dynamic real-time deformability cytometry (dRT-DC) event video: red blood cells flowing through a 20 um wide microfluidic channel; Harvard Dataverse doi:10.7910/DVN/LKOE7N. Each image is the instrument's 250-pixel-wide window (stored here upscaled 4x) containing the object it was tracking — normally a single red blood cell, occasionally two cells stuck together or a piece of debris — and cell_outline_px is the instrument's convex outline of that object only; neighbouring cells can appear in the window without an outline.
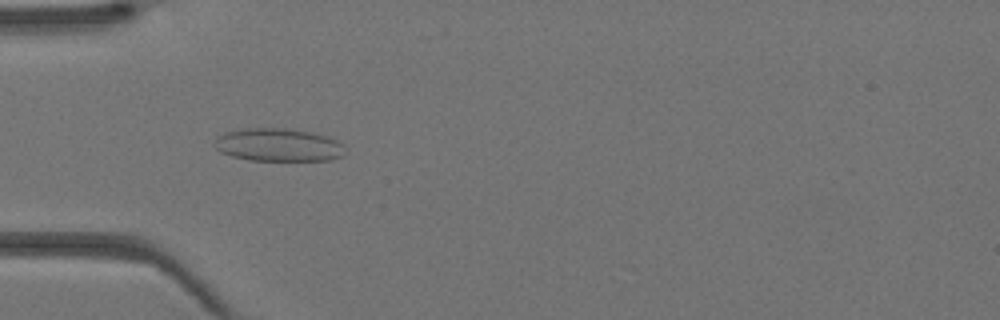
{"species": "Egyptian fruit bat (a non-hibernating species)", "species_latin": "Rousettus aegyptiacus", "temperature_condition": "warm", "stored_images_in_passage": 41, "camera_frame_rate_fps": 3000, "um_per_image_px": 0.085, "animal": {"sex": "female"}, "frame": {"image": 1, "passage_image": 12, "time_ms": 3.667, "image_size_px": [1000, 320], "cell_outline_px": [[348, 152], [344, 156], [332, 160], [248, 160], [232, 156], [220, 152], [212, 144], [216, 136], [224, 132], [244, 128], [284, 128], [312, 132], [328, 136], [344, 144]], "centroid_in_image_um": [23.68, 12.31], "position_along_channel_um": 61.3, "area_um2": 25.61}}
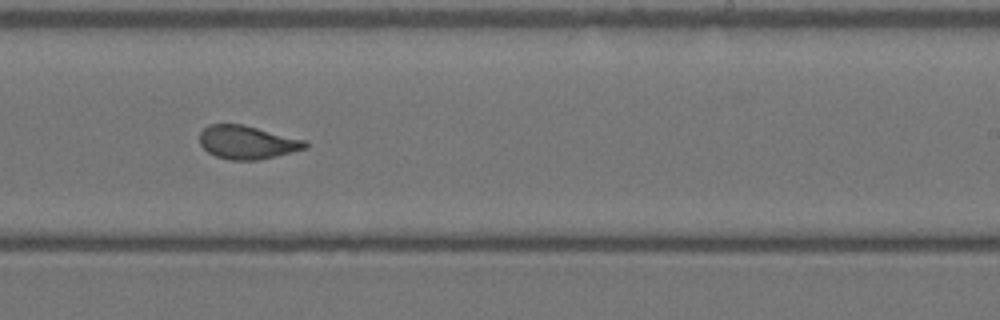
{"frame": {"image": 2, "passage_image": 25, "time_ms": 8.0, "image_size_px": [1000, 320], "cell_outline_px": [[308, 148], [276, 156], [256, 160], [228, 160], [216, 156], [208, 152], [200, 144], [200, 132], [208, 124], [244, 124], [304, 140], [308, 144]], "centroid_in_image_um": [21.0, 12.09], "position_along_channel_um": 268.0, "area_um2": 20.52}}
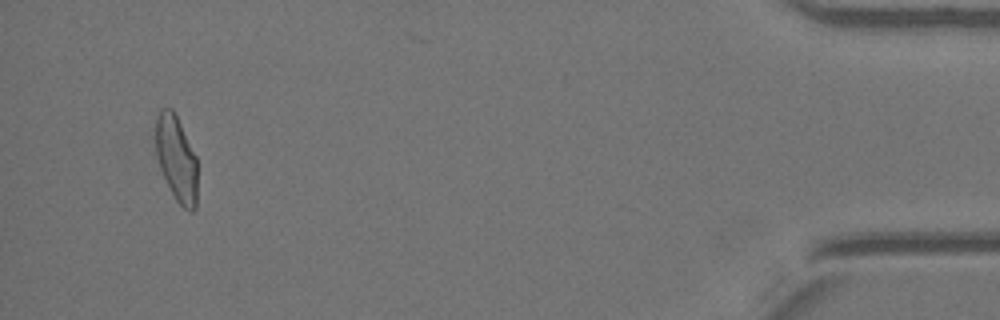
{"frame": {"image": 3, "passage_image": 39, "time_ms": 12.667, "image_size_px": [1000, 320], "cell_outline_px": [[196, 208], [192, 212], [188, 212], [176, 200], [160, 168], [156, 156], [156, 116], [160, 108], [172, 108], [196, 156]], "centroid_in_image_um": [14.98, 13.48], "position_along_channel_um": 420.2, "area_um2": 20.52}}